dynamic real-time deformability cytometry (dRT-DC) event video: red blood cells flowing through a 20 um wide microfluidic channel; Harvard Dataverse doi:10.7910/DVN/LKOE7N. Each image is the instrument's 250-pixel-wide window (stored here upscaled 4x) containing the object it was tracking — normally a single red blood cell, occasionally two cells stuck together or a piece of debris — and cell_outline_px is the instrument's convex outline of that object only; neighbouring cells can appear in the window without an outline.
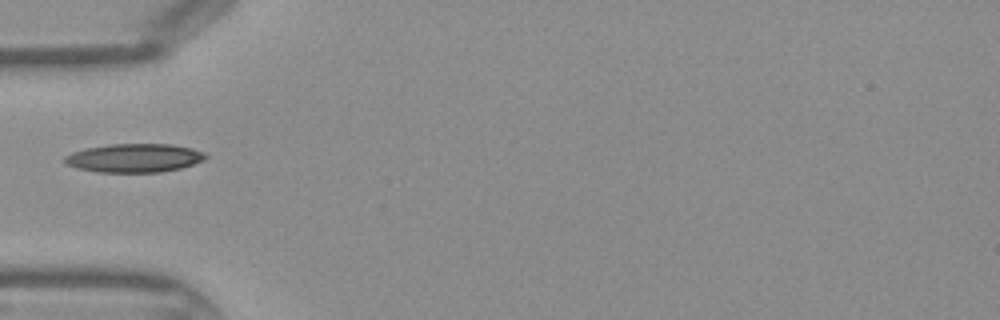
{"species": "Egyptian fruit bat (a non-hibernating species)", "species_latin": "Rousettus aegyptiacus", "temperature_condition": "warm", "stored_images_in_passage": 9, "camera_frame_rate_fps": 3000, "um_per_image_px": 0.085, "frame": {"image": 1, "passage_image": 1, "time_ms": 0.0, "image_size_px": [1000, 320], "cell_outline_px": [[208, 156], [204, 160], [180, 168], [160, 172], [96, 172], [76, 168], [64, 164], [64, 156], [72, 152], [88, 148], [108, 144], [172, 144], [192, 148], [204, 152]], "centroid_in_image_um": [11.4, 13.43], "position_along_channel_um": 73.6, "area_um2": 23.58}}
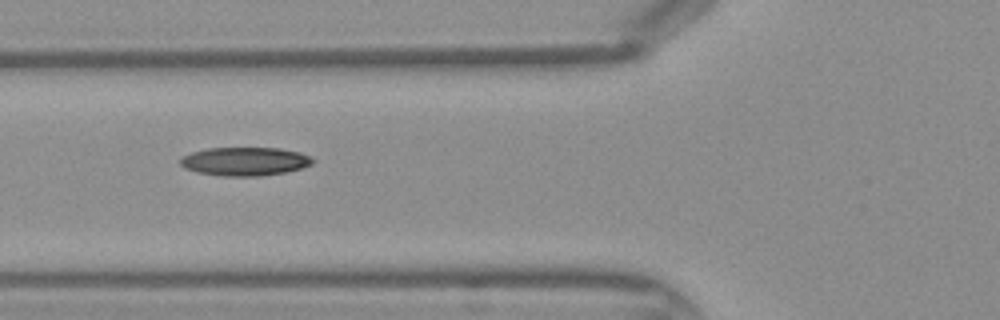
{"frame": {"image": 2, "passage_image": 3, "time_ms": 0.667, "image_size_px": [1000, 320], "cell_outline_px": [[316, 160], [312, 164], [300, 168], [284, 172], [260, 176], [224, 176], [196, 172], [184, 168], [180, 164], [180, 160], [184, 156], [192, 152], [208, 148], [280, 148], [300, 152]], "centroid_in_image_um": [20.81, 13.72], "position_along_channel_um": 105.0, "area_um2": 21.91}}
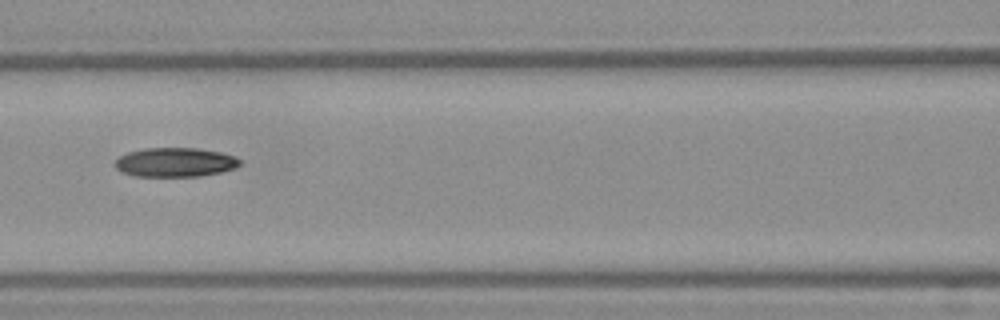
{"frame": {"image": 3, "passage_image": 6, "time_ms": 1.667, "image_size_px": [1000, 320], "cell_outline_px": [[240, 164], [236, 168], [220, 172], [200, 176], [132, 176], [120, 172], [112, 164], [120, 156], [128, 152], [144, 148], [196, 148], [220, 152], [236, 156], [240, 160]], "centroid_in_image_um": [14.86, 13.79], "position_along_channel_um": 151.7, "area_um2": 21.39}}